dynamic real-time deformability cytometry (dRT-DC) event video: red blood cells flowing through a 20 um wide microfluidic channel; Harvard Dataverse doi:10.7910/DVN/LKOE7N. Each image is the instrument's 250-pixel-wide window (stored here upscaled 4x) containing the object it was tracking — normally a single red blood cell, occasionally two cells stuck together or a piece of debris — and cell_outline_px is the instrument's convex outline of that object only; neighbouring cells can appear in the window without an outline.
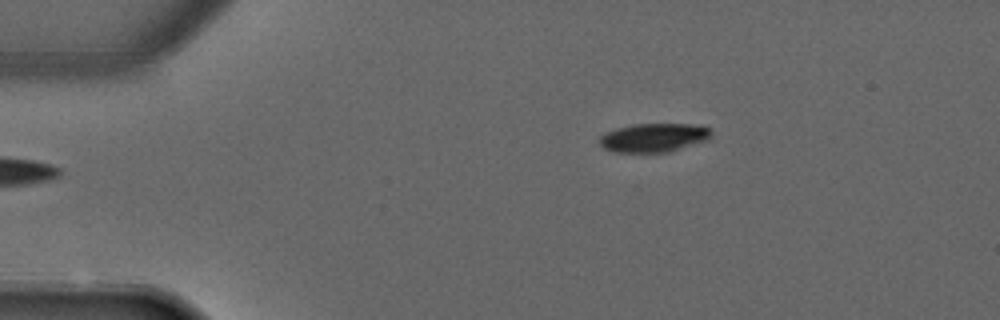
{"species": "common noctule bat (a hibernating species)", "species_latin": "Nyctalus noctula", "temperature_condition": "warm", "stored_images_in_passage": 5, "camera_frame_rate_fps": 3000, "um_per_image_px": 0.085, "animal": {"sex": "male", "forearm_length_mm": 52.5}, "frame": {"image": 1, "passage_image": 5, "time_ms": 4.667, "image_size_px": [1000, 320], "cell_outline_px": [[712, 136], [708, 140], [668, 152], [612, 152], [604, 148], [600, 144], [600, 136], [616, 128], [632, 124], [704, 124], [712, 128]], "centroid_in_image_um": [55.64, 11.68], "position_along_channel_um": 29.4, "area_um2": 18.96}}